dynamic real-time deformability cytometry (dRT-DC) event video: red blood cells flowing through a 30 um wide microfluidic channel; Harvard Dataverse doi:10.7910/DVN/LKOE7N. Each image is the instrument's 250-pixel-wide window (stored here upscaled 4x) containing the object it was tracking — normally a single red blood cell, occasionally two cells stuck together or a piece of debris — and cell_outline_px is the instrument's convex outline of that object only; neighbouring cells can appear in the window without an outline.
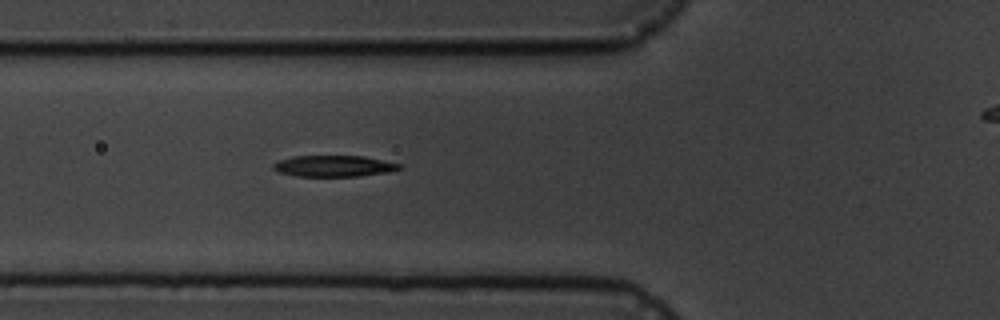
{"species": "common noctule bat (a hibernating species)", "species_latin": "Nyctalus noctula", "temperature_condition": "cold", "stored_images_in_passage": 7, "segment_of_instrument_passage": [1, 2], "camera_frame_rate_fps": 3000, "um_per_image_px": 0.085, "animal": {"sex": "male", "body_mass_g": 19.5, "forearm_length_mm": 54.6}, "frame": {"image": 1, "passage_image": 6, "time_ms": 6.333, "image_size_px": [1000, 320], "cell_outline_px": [[404, 168], [388, 172], [360, 176], [296, 176], [276, 172], [272, 168], [272, 164], [280, 160], [292, 156], [364, 156], [400, 164]], "centroid_in_image_um": [28.35, 14.12], "position_along_channel_um": 97.4, "area_um2": 15.66}}